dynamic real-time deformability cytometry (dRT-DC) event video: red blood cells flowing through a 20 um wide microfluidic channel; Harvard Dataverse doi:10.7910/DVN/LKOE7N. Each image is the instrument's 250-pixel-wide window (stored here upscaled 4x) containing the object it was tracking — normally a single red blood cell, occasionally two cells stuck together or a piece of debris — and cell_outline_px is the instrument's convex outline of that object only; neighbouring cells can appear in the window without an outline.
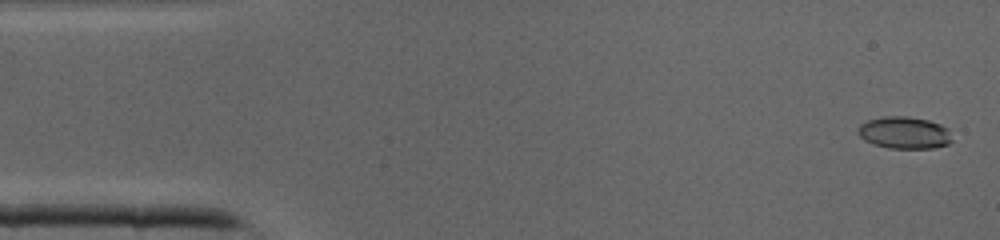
{"species": "common noctule bat (a hibernating species)", "species_latin": "Nyctalus noctula", "temperature_condition": "cold", "stored_images_in_passage": 42, "camera_frame_rate_fps": 3000, "um_per_image_px": 0.085, "animal": {"sex": "male", "body_mass_g": 19.0, "forearm_length_mm": 50.8}, "frame": {"image": 1, "passage_image": 2, "time_ms": 0.333, "image_size_px": [1000, 240], "cell_outline_px": [[952, 140], [948, 144], [932, 148], [888, 148], [864, 140], [856, 132], [856, 128], [860, 124], [868, 120], [884, 116], [908, 116], [928, 120], [940, 124], [948, 128]], "centroid_in_image_um": [76.85, 11.27], "position_along_channel_um": 8.1, "area_um2": 17.63}}
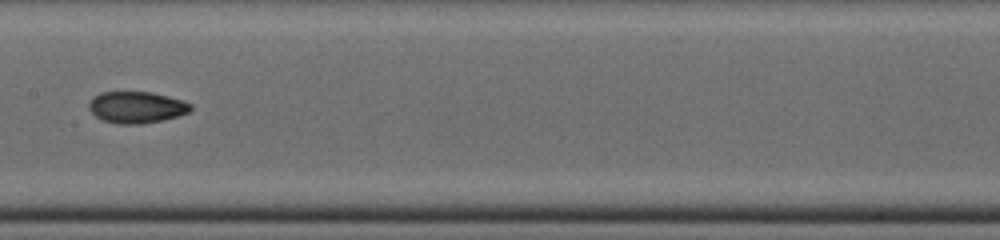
{"frame": {"image": 2, "passage_image": 21, "time_ms": 6.667, "image_size_px": [1000, 240], "cell_outline_px": [[192, 108], [188, 112], [164, 120], [140, 124], [120, 124], [104, 120], [96, 116], [88, 108], [88, 104], [92, 96], [100, 92], [148, 92], [180, 100], [192, 104]], "centroid_in_image_um": [11.56, 9.12], "position_along_channel_um": 195.8, "area_um2": 18.5}}
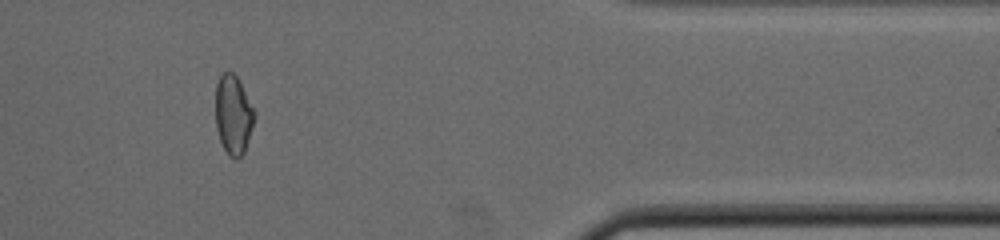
{"frame": {"image": 3, "passage_image": 35, "time_ms": 11.333, "image_size_px": [1000, 240], "cell_outline_px": [[256, 116], [244, 152], [236, 160], [228, 156], [220, 140], [216, 128], [216, 84], [220, 76], [224, 72], [232, 72], [236, 76], [256, 112]], "centroid_in_image_um": [19.83, 9.78], "position_along_channel_um": 391.6, "area_um2": 17.86}}